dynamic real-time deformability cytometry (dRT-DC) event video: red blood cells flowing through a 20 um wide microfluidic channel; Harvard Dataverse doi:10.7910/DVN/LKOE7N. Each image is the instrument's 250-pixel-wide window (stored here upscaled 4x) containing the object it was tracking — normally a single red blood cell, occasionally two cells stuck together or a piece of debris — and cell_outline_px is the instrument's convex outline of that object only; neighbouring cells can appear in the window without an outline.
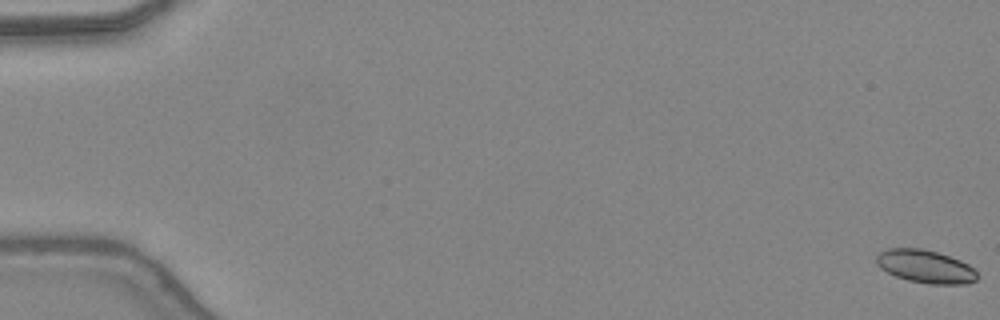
{"species": "common noctule bat (a hibernating species)", "species_latin": "Nyctalus noctula", "temperature_condition": "warm", "stored_images_in_passage": 8, "camera_frame_rate_fps": 3000, "um_per_image_px": 0.085, "animal": {"sex": "female", "body_mass_g": 24.6, "forearm_length_mm": 56.2}, "frame": {"image": 1, "passage_image": 1, "time_ms": 0.0, "image_size_px": [1000, 320], "cell_outline_px": [[976, 280], [968, 284], [928, 284], [908, 280], [896, 276], [880, 268], [876, 264], [876, 256], [880, 252], [888, 248], [924, 248], [960, 260], [968, 264], [976, 272]], "centroid_in_image_um": [78.64, 22.65], "position_along_channel_um": 6.4, "area_um2": 19.36}}